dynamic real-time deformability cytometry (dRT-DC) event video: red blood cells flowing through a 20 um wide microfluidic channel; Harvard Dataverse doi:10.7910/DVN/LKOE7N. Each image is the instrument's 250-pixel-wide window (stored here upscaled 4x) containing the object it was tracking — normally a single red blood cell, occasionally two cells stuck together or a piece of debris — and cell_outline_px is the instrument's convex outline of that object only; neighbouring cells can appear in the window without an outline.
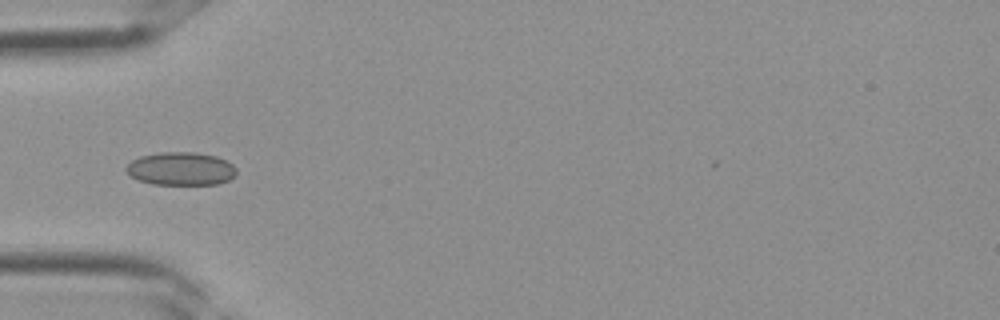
{"species": "Egyptian fruit bat (a non-hibernating species)", "species_latin": "Rousettus aegyptiacus", "temperature_condition": "room temperature", "stored_images_in_passage": 4, "camera_frame_rate_fps": 3000, "um_per_image_px": 0.085, "frame": {"image": 1, "passage_image": 4, "time_ms": 1.0, "image_size_px": [1000, 320], "cell_outline_px": [[236, 176], [228, 180], [216, 184], [152, 184], [140, 180], [132, 176], [124, 168], [132, 160], [140, 156], [160, 152], [196, 152], [216, 156], [232, 164], [236, 168]], "centroid_in_image_um": [15.39, 14.33], "position_along_channel_um": 69.6, "area_um2": 21.21}}